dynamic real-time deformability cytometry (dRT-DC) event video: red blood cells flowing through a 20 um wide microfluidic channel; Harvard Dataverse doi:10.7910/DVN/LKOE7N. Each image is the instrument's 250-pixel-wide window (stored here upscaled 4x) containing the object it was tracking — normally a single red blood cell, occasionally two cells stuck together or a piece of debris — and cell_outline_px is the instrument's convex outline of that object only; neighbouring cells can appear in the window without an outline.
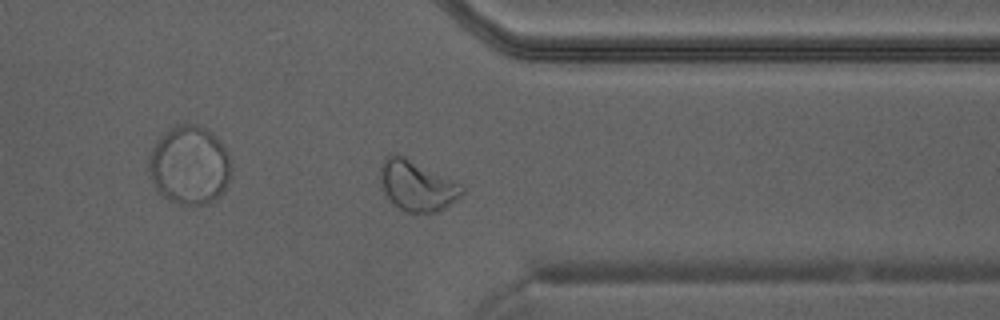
{"species": "Egyptian fruit bat (a non-hibernating species)", "species_latin": "Rousettus aegyptiacus", "temperature_condition": "warm", "stored_images_in_passage": 32, "camera_frame_rate_fps": 3000, "um_per_image_px": 0.085, "animal": {"sex": "male"}, "frame": {"image": 1, "passage_image": 23, "time_ms": 7.333, "image_size_px": [1000, 320], "cell_outline_px": [[464, 192], [456, 200], [444, 208], [436, 212], [408, 212], [400, 208], [384, 192], [380, 184], [380, 168], [384, 156], [392, 152], [396, 152], [460, 184], [464, 188]], "centroid_in_image_um": [35.4, 15.75], "position_along_channel_um": 376.0, "area_um2": 23.7}}